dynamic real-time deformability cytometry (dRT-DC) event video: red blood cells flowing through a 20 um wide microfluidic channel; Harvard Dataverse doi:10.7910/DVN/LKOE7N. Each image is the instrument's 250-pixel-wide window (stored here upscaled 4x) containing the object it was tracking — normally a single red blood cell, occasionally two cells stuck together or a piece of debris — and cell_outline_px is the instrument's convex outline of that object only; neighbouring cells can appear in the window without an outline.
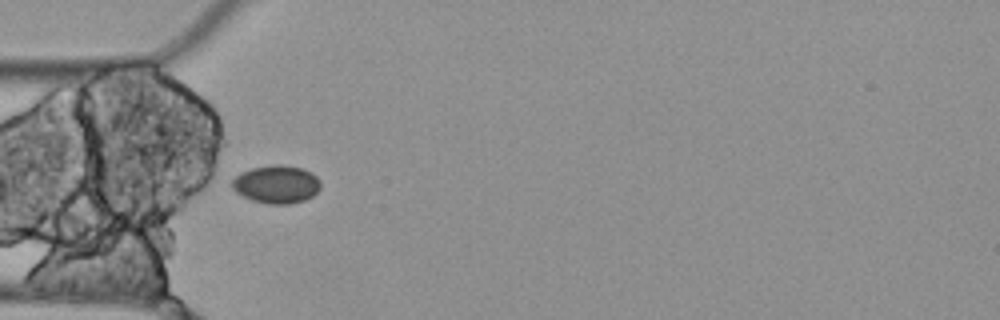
{"species": "Egyptian fruit bat (a non-hibernating species)", "species_latin": "Rousettus aegyptiacus", "temperature_condition": "cold", "stored_images_in_passage": 3, "camera_frame_rate_fps": 3000, "um_per_image_px": 0.085, "animal": {"sex": "female"}, "frame": {"image": 1, "passage_image": 1, "time_ms": 0.0, "image_size_px": [1000, 320], "cell_outline_px": [[320, 188], [312, 196], [304, 200], [288, 204], [268, 204], [252, 200], [236, 192], [232, 188], [232, 180], [240, 172], [252, 168], [272, 164], [280, 164], [300, 168], [312, 172], [320, 180]], "centroid_in_image_um": [23.49, 15.66], "position_along_channel_um": 61.5, "area_um2": 19.59}}
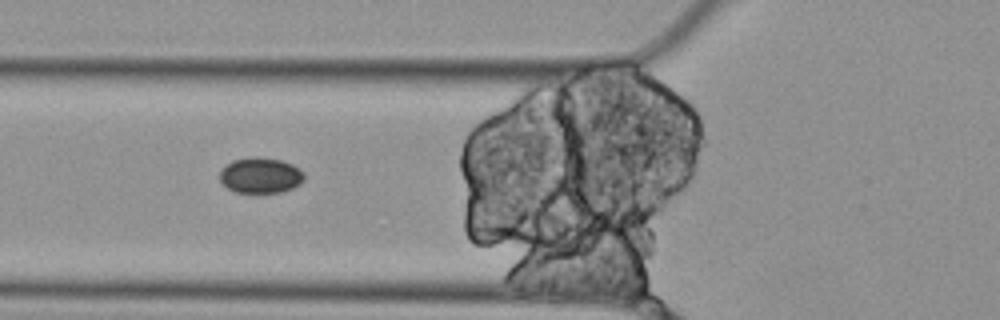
{"frame": {"image": 2, "passage_image": 2, "time_ms": 0.333, "image_size_px": [1000, 320], "cell_outline_px": [[304, 180], [300, 184], [292, 188], [280, 192], [236, 192], [228, 188], [220, 180], [220, 172], [232, 160], [256, 156], [280, 160], [292, 164], [300, 168], [304, 172]], "centroid_in_image_um": [22.18, 14.9], "position_along_channel_um": 103.6, "area_um2": 17.4}}
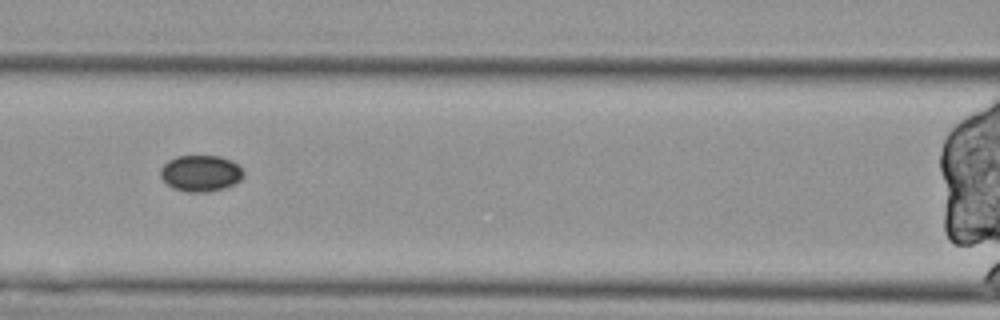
{"frame": {"image": 3, "passage_image": 3, "time_ms": 0.667, "image_size_px": [1000, 320], "cell_outline_px": [[244, 176], [240, 180], [224, 188], [208, 192], [188, 192], [172, 188], [160, 176], [160, 168], [168, 160], [176, 156], [220, 156], [232, 160], [244, 172]], "centroid_in_image_um": [17.04, 14.72], "position_along_channel_um": 149.6, "area_um2": 17.57}}